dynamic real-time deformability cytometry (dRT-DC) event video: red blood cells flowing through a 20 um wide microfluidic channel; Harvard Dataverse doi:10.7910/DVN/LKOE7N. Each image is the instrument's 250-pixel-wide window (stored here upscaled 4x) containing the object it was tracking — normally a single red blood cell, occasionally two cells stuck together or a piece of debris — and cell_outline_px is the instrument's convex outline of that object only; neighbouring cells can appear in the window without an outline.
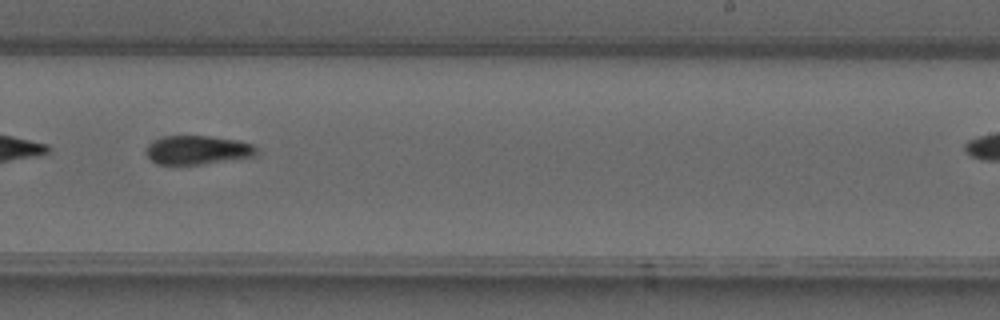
{"species": "common noctule bat (a hibernating species)", "species_latin": "Nyctalus noctula", "temperature_condition": "warm", "stored_images_in_passage": 25, "camera_frame_rate_fps": 3000, "um_per_image_px": 0.085, "animal": {"sex": "male", "forearm_length_mm": 52.5}, "frame": {"image": 1, "passage_image": 15, "time_ms": 4.667, "image_size_px": [1000, 320], "cell_outline_px": [[260, 148], [256, 156], [200, 164], [156, 164], [144, 152], [144, 148], [152, 140], [164, 136], [208, 136], [236, 140], [252, 144]], "centroid_in_image_um": [16.78, 12.74], "position_along_channel_um": 272.2, "area_um2": 18.67}}
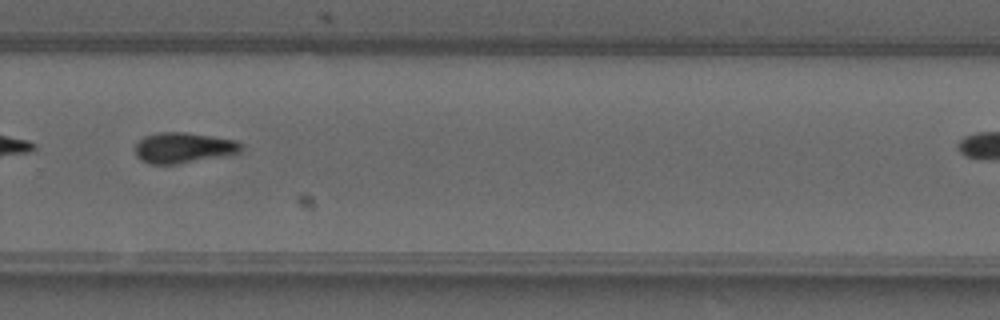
{"frame": {"image": 2, "passage_image": 18, "time_ms": 5.667, "image_size_px": [1000, 320], "cell_outline_px": [[244, 148], [240, 152], [232, 156], [176, 164], [152, 164], [140, 160], [136, 156], [136, 144], [144, 136], [160, 132], [184, 132], [236, 140], [244, 144]], "centroid_in_image_um": [15.67, 12.57], "position_along_channel_um": 314.1, "area_um2": 19.25}}